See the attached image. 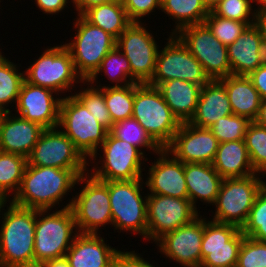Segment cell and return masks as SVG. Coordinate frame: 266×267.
Wrapping results in <instances>:
<instances>
[{"instance_id":"1","label":"cell","mask_w":266,"mask_h":267,"mask_svg":"<svg viewBox=\"0 0 266 267\" xmlns=\"http://www.w3.org/2000/svg\"><path fill=\"white\" fill-rule=\"evenodd\" d=\"M78 177L71 169L27 164L20 188L11 202L25 208L51 210L72 190Z\"/></svg>"},{"instance_id":"2","label":"cell","mask_w":266,"mask_h":267,"mask_svg":"<svg viewBox=\"0 0 266 267\" xmlns=\"http://www.w3.org/2000/svg\"><path fill=\"white\" fill-rule=\"evenodd\" d=\"M2 214L0 262L2 267H34L36 209L9 203ZM4 216V217H3Z\"/></svg>"},{"instance_id":"3","label":"cell","mask_w":266,"mask_h":267,"mask_svg":"<svg viewBox=\"0 0 266 267\" xmlns=\"http://www.w3.org/2000/svg\"><path fill=\"white\" fill-rule=\"evenodd\" d=\"M132 118L139 122L162 149L172 142L181 125L164 101L160 90L147 83H134Z\"/></svg>"},{"instance_id":"4","label":"cell","mask_w":266,"mask_h":267,"mask_svg":"<svg viewBox=\"0 0 266 267\" xmlns=\"http://www.w3.org/2000/svg\"><path fill=\"white\" fill-rule=\"evenodd\" d=\"M48 211L36 210L34 267L47 260L65 257L78 234L71 208H62L51 214Z\"/></svg>"},{"instance_id":"5","label":"cell","mask_w":266,"mask_h":267,"mask_svg":"<svg viewBox=\"0 0 266 267\" xmlns=\"http://www.w3.org/2000/svg\"><path fill=\"white\" fill-rule=\"evenodd\" d=\"M58 127H63L61 131L72 140L82 156L86 160L89 157L90 161L96 160L98 148L109 132L75 95L62 98Z\"/></svg>"},{"instance_id":"6","label":"cell","mask_w":266,"mask_h":267,"mask_svg":"<svg viewBox=\"0 0 266 267\" xmlns=\"http://www.w3.org/2000/svg\"><path fill=\"white\" fill-rule=\"evenodd\" d=\"M79 182L86 185L63 208H71L78 233L97 234L101 226L112 225L109 181L97 180L87 172L78 177L76 184Z\"/></svg>"},{"instance_id":"7","label":"cell","mask_w":266,"mask_h":267,"mask_svg":"<svg viewBox=\"0 0 266 267\" xmlns=\"http://www.w3.org/2000/svg\"><path fill=\"white\" fill-rule=\"evenodd\" d=\"M143 180L109 181L112 225L147 239V196L141 195ZM142 184V185H141Z\"/></svg>"},{"instance_id":"8","label":"cell","mask_w":266,"mask_h":267,"mask_svg":"<svg viewBox=\"0 0 266 267\" xmlns=\"http://www.w3.org/2000/svg\"><path fill=\"white\" fill-rule=\"evenodd\" d=\"M77 16L73 24L77 33L71 42L64 45L71 54L77 74L87 83L104 57L116 46V39L87 22L81 15Z\"/></svg>"},{"instance_id":"9","label":"cell","mask_w":266,"mask_h":267,"mask_svg":"<svg viewBox=\"0 0 266 267\" xmlns=\"http://www.w3.org/2000/svg\"><path fill=\"white\" fill-rule=\"evenodd\" d=\"M241 178H225L217 195L213 221L232 224L239 229L245 225L257 194L264 186L260 174Z\"/></svg>"},{"instance_id":"10","label":"cell","mask_w":266,"mask_h":267,"mask_svg":"<svg viewBox=\"0 0 266 267\" xmlns=\"http://www.w3.org/2000/svg\"><path fill=\"white\" fill-rule=\"evenodd\" d=\"M24 73L26 82L51 89L57 92V95L65 90L71 91L75 82H83L85 85L77 74L71 54L64 44L45 49Z\"/></svg>"},{"instance_id":"11","label":"cell","mask_w":266,"mask_h":267,"mask_svg":"<svg viewBox=\"0 0 266 267\" xmlns=\"http://www.w3.org/2000/svg\"><path fill=\"white\" fill-rule=\"evenodd\" d=\"M169 41L162 50H158L155 71L147 83L157 87L160 83L180 79L201 86L210 79L205 74L202 64L190 53L189 49L176 36H169Z\"/></svg>"},{"instance_id":"12","label":"cell","mask_w":266,"mask_h":267,"mask_svg":"<svg viewBox=\"0 0 266 267\" xmlns=\"http://www.w3.org/2000/svg\"><path fill=\"white\" fill-rule=\"evenodd\" d=\"M175 35L202 64L210 80L232 75L227 46L212 34L205 23L186 26Z\"/></svg>"},{"instance_id":"13","label":"cell","mask_w":266,"mask_h":267,"mask_svg":"<svg viewBox=\"0 0 266 267\" xmlns=\"http://www.w3.org/2000/svg\"><path fill=\"white\" fill-rule=\"evenodd\" d=\"M57 128L42 131L33 150L27 157V164L71 169L78 176L85 175L88 161L75 148L72 140Z\"/></svg>"},{"instance_id":"14","label":"cell","mask_w":266,"mask_h":267,"mask_svg":"<svg viewBox=\"0 0 266 267\" xmlns=\"http://www.w3.org/2000/svg\"><path fill=\"white\" fill-rule=\"evenodd\" d=\"M103 160L99 169L92 167L91 176L100 181L141 179L143 151L132 144L114 137L108 132L101 145ZM103 162V163H102ZM94 171V172H92Z\"/></svg>"},{"instance_id":"15","label":"cell","mask_w":266,"mask_h":267,"mask_svg":"<svg viewBox=\"0 0 266 267\" xmlns=\"http://www.w3.org/2000/svg\"><path fill=\"white\" fill-rule=\"evenodd\" d=\"M142 22H132L116 39L117 48L129 60L134 83H148L154 74L158 45Z\"/></svg>"},{"instance_id":"16","label":"cell","mask_w":266,"mask_h":267,"mask_svg":"<svg viewBox=\"0 0 266 267\" xmlns=\"http://www.w3.org/2000/svg\"><path fill=\"white\" fill-rule=\"evenodd\" d=\"M199 214L188 198L147 194V240L156 242L165 233L190 223Z\"/></svg>"},{"instance_id":"17","label":"cell","mask_w":266,"mask_h":267,"mask_svg":"<svg viewBox=\"0 0 266 267\" xmlns=\"http://www.w3.org/2000/svg\"><path fill=\"white\" fill-rule=\"evenodd\" d=\"M245 235L232 224L206 221L201 244L200 267H236Z\"/></svg>"},{"instance_id":"18","label":"cell","mask_w":266,"mask_h":267,"mask_svg":"<svg viewBox=\"0 0 266 267\" xmlns=\"http://www.w3.org/2000/svg\"><path fill=\"white\" fill-rule=\"evenodd\" d=\"M204 218L200 215L190 223L165 233L155 243L159 252L184 267H200Z\"/></svg>"},{"instance_id":"19","label":"cell","mask_w":266,"mask_h":267,"mask_svg":"<svg viewBox=\"0 0 266 267\" xmlns=\"http://www.w3.org/2000/svg\"><path fill=\"white\" fill-rule=\"evenodd\" d=\"M218 146L219 141L209 128H199L186 122L181 123L165 149L183 163L212 164Z\"/></svg>"},{"instance_id":"20","label":"cell","mask_w":266,"mask_h":267,"mask_svg":"<svg viewBox=\"0 0 266 267\" xmlns=\"http://www.w3.org/2000/svg\"><path fill=\"white\" fill-rule=\"evenodd\" d=\"M53 93L57 94L51 89L35 86L24 80L16 104L18 116L38 123L44 129L58 127L62 98L54 99Z\"/></svg>"},{"instance_id":"21","label":"cell","mask_w":266,"mask_h":267,"mask_svg":"<svg viewBox=\"0 0 266 267\" xmlns=\"http://www.w3.org/2000/svg\"><path fill=\"white\" fill-rule=\"evenodd\" d=\"M158 154L159 158L148 170L149 177L145 182L150 191L148 194L188 198L184 163L177 160L165 148L161 149Z\"/></svg>"},{"instance_id":"22","label":"cell","mask_w":266,"mask_h":267,"mask_svg":"<svg viewBox=\"0 0 266 267\" xmlns=\"http://www.w3.org/2000/svg\"><path fill=\"white\" fill-rule=\"evenodd\" d=\"M101 236L93 233H78L65 257L70 267H115L123 253L105 244Z\"/></svg>"},{"instance_id":"23","label":"cell","mask_w":266,"mask_h":267,"mask_svg":"<svg viewBox=\"0 0 266 267\" xmlns=\"http://www.w3.org/2000/svg\"><path fill=\"white\" fill-rule=\"evenodd\" d=\"M8 112L0 129V151L28 157L44 130L38 123Z\"/></svg>"},{"instance_id":"24","label":"cell","mask_w":266,"mask_h":267,"mask_svg":"<svg viewBox=\"0 0 266 267\" xmlns=\"http://www.w3.org/2000/svg\"><path fill=\"white\" fill-rule=\"evenodd\" d=\"M233 114L225 85L219 80H210L201 87L196 110L188 122L199 128H210L219 118Z\"/></svg>"},{"instance_id":"25","label":"cell","mask_w":266,"mask_h":267,"mask_svg":"<svg viewBox=\"0 0 266 267\" xmlns=\"http://www.w3.org/2000/svg\"><path fill=\"white\" fill-rule=\"evenodd\" d=\"M185 181L188 189V199L196 207L198 199L214 205L220 191L223 178L212 164L184 163ZM213 203V204H212Z\"/></svg>"},{"instance_id":"26","label":"cell","mask_w":266,"mask_h":267,"mask_svg":"<svg viewBox=\"0 0 266 267\" xmlns=\"http://www.w3.org/2000/svg\"><path fill=\"white\" fill-rule=\"evenodd\" d=\"M201 87L180 79L168 80L157 86L164 101L180 123L189 122L194 115Z\"/></svg>"},{"instance_id":"27","label":"cell","mask_w":266,"mask_h":267,"mask_svg":"<svg viewBox=\"0 0 266 267\" xmlns=\"http://www.w3.org/2000/svg\"><path fill=\"white\" fill-rule=\"evenodd\" d=\"M262 38L254 25L248 26L232 44L227 46L232 75L248 76L260 65L258 46Z\"/></svg>"},{"instance_id":"28","label":"cell","mask_w":266,"mask_h":267,"mask_svg":"<svg viewBox=\"0 0 266 267\" xmlns=\"http://www.w3.org/2000/svg\"><path fill=\"white\" fill-rule=\"evenodd\" d=\"M223 178H241L257 173L250 162L244 140L219 143L212 163Z\"/></svg>"},{"instance_id":"29","label":"cell","mask_w":266,"mask_h":267,"mask_svg":"<svg viewBox=\"0 0 266 267\" xmlns=\"http://www.w3.org/2000/svg\"><path fill=\"white\" fill-rule=\"evenodd\" d=\"M219 80L225 85L233 114L254 121L262 98L250 78L245 75H229Z\"/></svg>"},{"instance_id":"30","label":"cell","mask_w":266,"mask_h":267,"mask_svg":"<svg viewBox=\"0 0 266 267\" xmlns=\"http://www.w3.org/2000/svg\"><path fill=\"white\" fill-rule=\"evenodd\" d=\"M90 24L103 29L117 39L132 23L122 0L97 5L81 15Z\"/></svg>"},{"instance_id":"31","label":"cell","mask_w":266,"mask_h":267,"mask_svg":"<svg viewBox=\"0 0 266 267\" xmlns=\"http://www.w3.org/2000/svg\"><path fill=\"white\" fill-rule=\"evenodd\" d=\"M160 10L175 19L176 27L171 32L175 35L186 26L204 23L210 8L204 0H161Z\"/></svg>"},{"instance_id":"32","label":"cell","mask_w":266,"mask_h":267,"mask_svg":"<svg viewBox=\"0 0 266 267\" xmlns=\"http://www.w3.org/2000/svg\"><path fill=\"white\" fill-rule=\"evenodd\" d=\"M26 165V157L0 151V197L5 201H9L10 192L14 191V196L18 192Z\"/></svg>"},{"instance_id":"33","label":"cell","mask_w":266,"mask_h":267,"mask_svg":"<svg viewBox=\"0 0 266 267\" xmlns=\"http://www.w3.org/2000/svg\"><path fill=\"white\" fill-rule=\"evenodd\" d=\"M104 87V99L110 113L112 123L132 118L134 102V83L125 86Z\"/></svg>"},{"instance_id":"34","label":"cell","mask_w":266,"mask_h":267,"mask_svg":"<svg viewBox=\"0 0 266 267\" xmlns=\"http://www.w3.org/2000/svg\"><path fill=\"white\" fill-rule=\"evenodd\" d=\"M103 71L112 82H116L113 86H125L134 83L129 60L117 46L104 57L96 73L87 81L89 83L87 85L93 84L97 80L99 73Z\"/></svg>"},{"instance_id":"35","label":"cell","mask_w":266,"mask_h":267,"mask_svg":"<svg viewBox=\"0 0 266 267\" xmlns=\"http://www.w3.org/2000/svg\"><path fill=\"white\" fill-rule=\"evenodd\" d=\"M114 137L126 141L133 146L154 151L156 154L162 149L134 118L113 123L109 131Z\"/></svg>"},{"instance_id":"36","label":"cell","mask_w":266,"mask_h":267,"mask_svg":"<svg viewBox=\"0 0 266 267\" xmlns=\"http://www.w3.org/2000/svg\"><path fill=\"white\" fill-rule=\"evenodd\" d=\"M17 65L0 57V108L10 112L6 107L8 104L17 103L19 92L24 78V72H18ZM7 105V106H6Z\"/></svg>"},{"instance_id":"37","label":"cell","mask_w":266,"mask_h":267,"mask_svg":"<svg viewBox=\"0 0 266 267\" xmlns=\"http://www.w3.org/2000/svg\"><path fill=\"white\" fill-rule=\"evenodd\" d=\"M250 162L257 173L266 172V127L252 121L244 138Z\"/></svg>"},{"instance_id":"38","label":"cell","mask_w":266,"mask_h":267,"mask_svg":"<svg viewBox=\"0 0 266 267\" xmlns=\"http://www.w3.org/2000/svg\"><path fill=\"white\" fill-rule=\"evenodd\" d=\"M242 233L252 239L266 242V187L257 194Z\"/></svg>"},{"instance_id":"39","label":"cell","mask_w":266,"mask_h":267,"mask_svg":"<svg viewBox=\"0 0 266 267\" xmlns=\"http://www.w3.org/2000/svg\"><path fill=\"white\" fill-rule=\"evenodd\" d=\"M204 23L211 30L212 34L225 46L232 44L249 26L246 22L217 16L211 10Z\"/></svg>"},{"instance_id":"40","label":"cell","mask_w":266,"mask_h":267,"mask_svg":"<svg viewBox=\"0 0 266 267\" xmlns=\"http://www.w3.org/2000/svg\"><path fill=\"white\" fill-rule=\"evenodd\" d=\"M87 108V110L95 116L97 121L104 126L108 131L112 128V120L107 109L104 99V87L96 88L87 86L79 93L74 94Z\"/></svg>"},{"instance_id":"41","label":"cell","mask_w":266,"mask_h":267,"mask_svg":"<svg viewBox=\"0 0 266 267\" xmlns=\"http://www.w3.org/2000/svg\"><path fill=\"white\" fill-rule=\"evenodd\" d=\"M251 122L247 117L230 114L219 118L209 129L219 143L244 140L248 125Z\"/></svg>"},{"instance_id":"42","label":"cell","mask_w":266,"mask_h":267,"mask_svg":"<svg viewBox=\"0 0 266 267\" xmlns=\"http://www.w3.org/2000/svg\"><path fill=\"white\" fill-rule=\"evenodd\" d=\"M257 0H219L210 10L217 16L254 24L256 10L252 11V3ZM253 12V13H252ZM252 14V15H251ZM251 16V17H249ZM252 18V20H251Z\"/></svg>"},{"instance_id":"43","label":"cell","mask_w":266,"mask_h":267,"mask_svg":"<svg viewBox=\"0 0 266 267\" xmlns=\"http://www.w3.org/2000/svg\"><path fill=\"white\" fill-rule=\"evenodd\" d=\"M236 267H266V242L245 236Z\"/></svg>"},{"instance_id":"44","label":"cell","mask_w":266,"mask_h":267,"mask_svg":"<svg viewBox=\"0 0 266 267\" xmlns=\"http://www.w3.org/2000/svg\"><path fill=\"white\" fill-rule=\"evenodd\" d=\"M123 6L132 22H141V18L157 9H161V0H122Z\"/></svg>"},{"instance_id":"45","label":"cell","mask_w":266,"mask_h":267,"mask_svg":"<svg viewBox=\"0 0 266 267\" xmlns=\"http://www.w3.org/2000/svg\"><path fill=\"white\" fill-rule=\"evenodd\" d=\"M115 267H155L144 260L135 251L123 252L116 261Z\"/></svg>"},{"instance_id":"46","label":"cell","mask_w":266,"mask_h":267,"mask_svg":"<svg viewBox=\"0 0 266 267\" xmlns=\"http://www.w3.org/2000/svg\"><path fill=\"white\" fill-rule=\"evenodd\" d=\"M248 77L261 98L266 99V65L259 66L256 70L252 71Z\"/></svg>"},{"instance_id":"47","label":"cell","mask_w":266,"mask_h":267,"mask_svg":"<svg viewBox=\"0 0 266 267\" xmlns=\"http://www.w3.org/2000/svg\"><path fill=\"white\" fill-rule=\"evenodd\" d=\"M36 5L43 13L57 14L68 7L69 0H35ZM66 6V7H65Z\"/></svg>"},{"instance_id":"48","label":"cell","mask_w":266,"mask_h":267,"mask_svg":"<svg viewBox=\"0 0 266 267\" xmlns=\"http://www.w3.org/2000/svg\"><path fill=\"white\" fill-rule=\"evenodd\" d=\"M71 1L74 3L78 15H82L86 10L90 9L91 7L118 0H71Z\"/></svg>"},{"instance_id":"49","label":"cell","mask_w":266,"mask_h":267,"mask_svg":"<svg viewBox=\"0 0 266 267\" xmlns=\"http://www.w3.org/2000/svg\"><path fill=\"white\" fill-rule=\"evenodd\" d=\"M253 25L259 31L262 41L266 42V10L256 9Z\"/></svg>"},{"instance_id":"50","label":"cell","mask_w":266,"mask_h":267,"mask_svg":"<svg viewBox=\"0 0 266 267\" xmlns=\"http://www.w3.org/2000/svg\"><path fill=\"white\" fill-rule=\"evenodd\" d=\"M37 267H70L66 257L47 260L40 263Z\"/></svg>"},{"instance_id":"51","label":"cell","mask_w":266,"mask_h":267,"mask_svg":"<svg viewBox=\"0 0 266 267\" xmlns=\"http://www.w3.org/2000/svg\"><path fill=\"white\" fill-rule=\"evenodd\" d=\"M254 122L262 127H266V99H262L258 115Z\"/></svg>"},{"instance_id":"52","label":"cell","mask_w":266,"mask_h":267,"mask_svg":"<svg viewBox=\"0 0 266 267\" xmlns=\"http://www.w3.org/2000/svg\"><path fill=\"white\" fill-rule=\"evenodd\" d=\"M258 58L261 66L266 65V42L261 41L258 46Z\"/></svg>"},{"instance_id":"53","label":"cell","mask_w":266,"mask_h":267,"mask_svg":"<svg viewBox=\"0 0 266 267\" xmlns=\"http://www.w3.org/2000/svg\"><path fill=\"white\" fill-rule=\"evenodd\" d=\"M7 113H8L7 110L0 108V129H1L3 119Z\"/></svg>"},{"instance_id":"54","label":"cell","mask_w":266,"mask_h":267,"mask_svg":"<svg viewBox=\"0 0 266 267\" xmlns=\"http://www.w3.org/2000/svg\"><path fill=\"white\" fill-rule=\"evenodd\" d=\"M205 4L211 9L219 0H204Z\"/></svg>"},{"instance_id":"55","label":"cell","mask_w":266,"mask_h":267,"mask_svg":"<svg viewBox=\"0 0 266 267\" xmlns=\"http://www.w3.org/2000/svg\"><path fill=\"white\" fill-rule=\"evenodd\" d=\"M258 2V8L257 9H263V10H266V0H257Z\"/></svg>"},{"instance_id":"56","label":"cell","mask_w":266,"mask_h":267,"mask_svg":"<svg viewBox=\"0 0 266 267\" xmlns=\"http://www.w3.org/2000/svg\"><path fill=\"white\" fill-rule=\"evenodd\" d=\"M6 203H7V202H6L2 197H0V212H2L1 209H2L3 207L5 208Z\"/></svg>"},{"instance_id":"57","label":"cell","mask_w":266,"mask_h":267,"mask_svg":"<svg viewBox=\"0 0 266 267\" xmlns=\"http://www.w3.org/2000/svg\"><path fill=\"white\" fill-rule=\"evenodd\" d=\"M266 172L263 174V177H265ZM264 186L266 187V181L264 182Z\"/></svg>"}]
</instances>
